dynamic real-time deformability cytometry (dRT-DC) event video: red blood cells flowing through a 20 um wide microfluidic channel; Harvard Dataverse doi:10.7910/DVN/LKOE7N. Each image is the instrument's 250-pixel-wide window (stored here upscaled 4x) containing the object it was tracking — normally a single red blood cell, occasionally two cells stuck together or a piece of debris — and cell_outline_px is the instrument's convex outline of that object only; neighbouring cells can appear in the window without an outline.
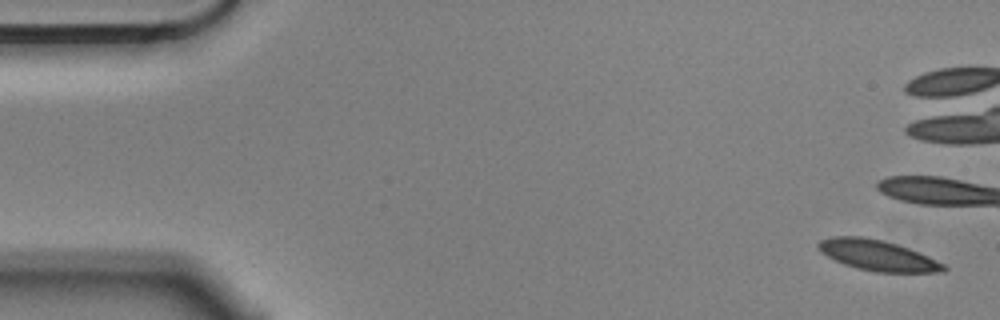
{"species": "Egyptian fruit bat (a non-hibernating species)", "species_latin": "Rousettus aegyptiacus", "temperature_condition": "cold", "stored_images_in_passage": 4, "camera_frame_rate_fps": 3000, "um_per_image_px": 0.085, "animal": {"sex": "male"}, "frame": {"image": 1, "passage_image": 1, "time_ms": 0.0, "image_size_px": [1000, 320], "cell_outline_px": [[948, 268], [944, 272], [876, 272], [856, 268], [844, 264], [820, 252], [816, 244], [820, 240], [832, 236], [864, 236], [896, 244], [908, 248], [928, 256], [944, 264]], "centroid_in_image_um": [74.58, 21.7], "position_along_channel_um": 10.4, "area_um2": 22.25}}